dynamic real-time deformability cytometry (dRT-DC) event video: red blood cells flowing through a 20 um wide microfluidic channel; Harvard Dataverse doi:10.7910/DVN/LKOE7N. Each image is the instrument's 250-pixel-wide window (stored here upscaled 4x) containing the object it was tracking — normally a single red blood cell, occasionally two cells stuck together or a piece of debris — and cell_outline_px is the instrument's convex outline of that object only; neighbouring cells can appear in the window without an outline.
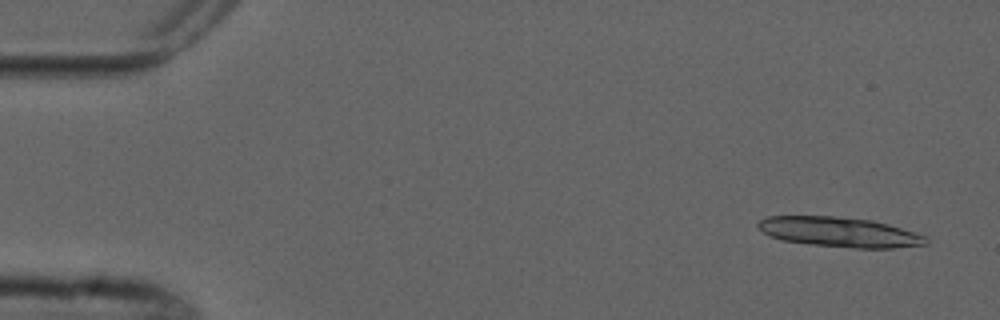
{"species": "common noctule bat (a hibernating species)", "species_latin": "Nyctalus noctula", "temperature_condition": "cold", "stored_images_in_passage": 8, "camera_frame_rate_fps": 3000, "um_per_image_px": 0.085, "animal": {"sex": "male", "forearm_length_mm": 52.5}, "frame": {"image": 1, "passage_image": 1, "time_ms": 0.0, "image_size_px": [1000, 320], "cell_outline_px": [[928, 244], [892, 248], [852, 248], [812, 244], [780, 240], [768, 236], [756, 224], [760, 220], [768, 216], [832, 216], [872, 220], [888, 224], [924, 236], [928, 240]], "centroid_in_image_um": [71.32, 19.73], "position_along_channel_um": 13.7, "area_um2": 29.02}}
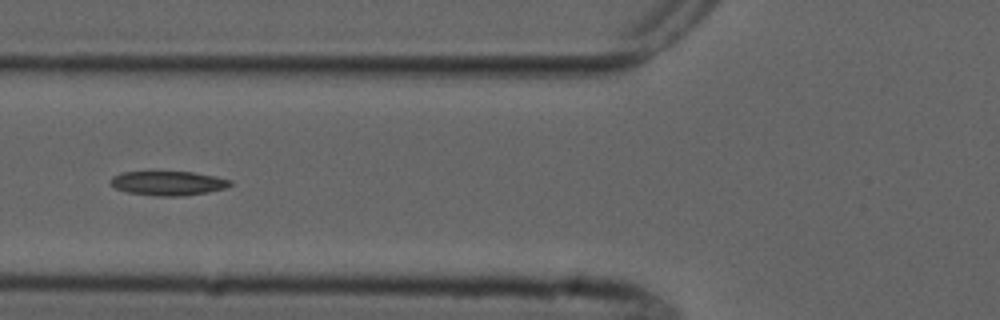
{"frame": {"image": 2, "passage_image": 6, "time_ms": 6.0, "image_size_px": [1000, 320], "cell_outline_px": [[232, 184], [224, 188], [208, 192], [184, 196], [160, 196], [128, 192], [116, 188], [108, 180], [112, 176], [120, 172], [192, 172], [216, 176], [232, 180]], "centroid_in_image_um": [14.3, 15.57], "position_along_channel_um": 111.5, "area_um2": 16.88}}
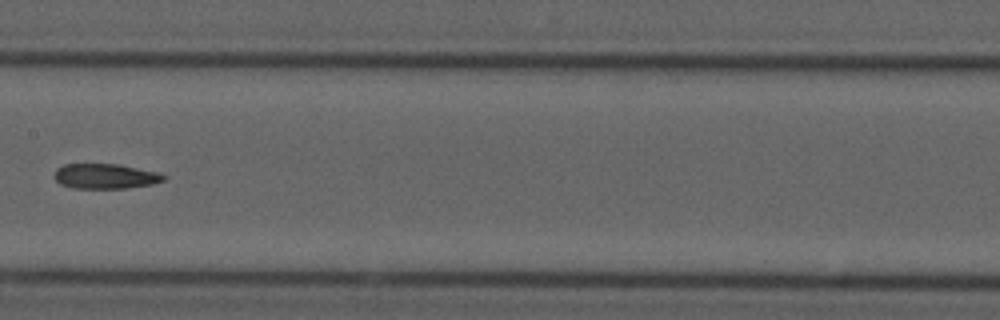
{"frame": {"image": 3, "passage_image": 8, "time_ms": 8.333, "image_size_px": [1000, 320], "cell_outline_px": [[168, 176], [164, 180], [152, 184], [124, 188], [72, 188], [60, 184], [52, 176], [56, 168], [64, 164], [120, 164], [160, 172]], "centroid_in_image_um": [8.95, 14.97], "position_along_channel_um": 198.5, "area_um2": 16.18}}